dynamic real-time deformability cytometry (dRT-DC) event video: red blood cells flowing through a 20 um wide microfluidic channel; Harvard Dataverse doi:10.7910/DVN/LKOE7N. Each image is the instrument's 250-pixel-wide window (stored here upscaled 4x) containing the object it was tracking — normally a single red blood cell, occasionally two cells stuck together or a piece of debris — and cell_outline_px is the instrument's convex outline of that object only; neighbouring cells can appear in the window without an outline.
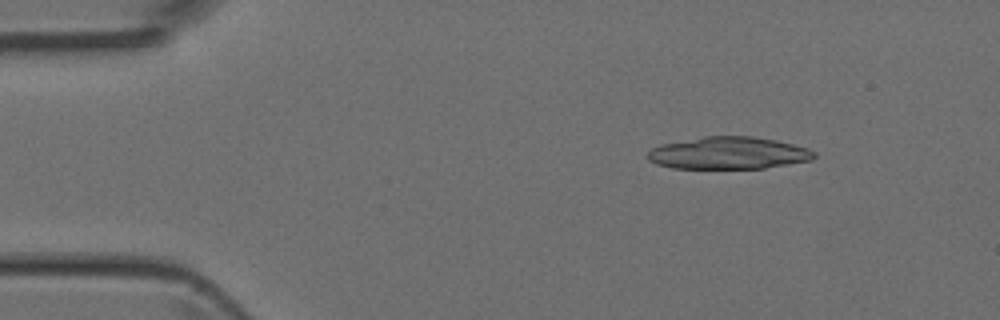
{"species": "Egyptian fruit bat (a non-hibernating species)", "species_latin": "Rousettus aegyptiacus", "temperature_condition": "room temperature", "stored_images_in_passage": 4, "segment_of_instrument_passage": [2, 2], "camera_frame_rate_fps": 3000, "um_per_image_px": 0.085, "animal": {"sex": "female"}, "frame": {"image": 1, "passage_image": 4, "time_ms": 1.0, "image_size_px": [1000, 320], "cell_outline_px": [[816, 156], [812, 160], [764, 168], [672, 168], [656, 164], [648, 160], [648, 152], [652, 148], [660, 144], [704, 136], [752, 136], [776, 140], [808, 148], [816, 152]], "centroid_in_image_um": [61.92, 13.0], "position_along_channel_um": 23.1, "area_um2": 31.33}}